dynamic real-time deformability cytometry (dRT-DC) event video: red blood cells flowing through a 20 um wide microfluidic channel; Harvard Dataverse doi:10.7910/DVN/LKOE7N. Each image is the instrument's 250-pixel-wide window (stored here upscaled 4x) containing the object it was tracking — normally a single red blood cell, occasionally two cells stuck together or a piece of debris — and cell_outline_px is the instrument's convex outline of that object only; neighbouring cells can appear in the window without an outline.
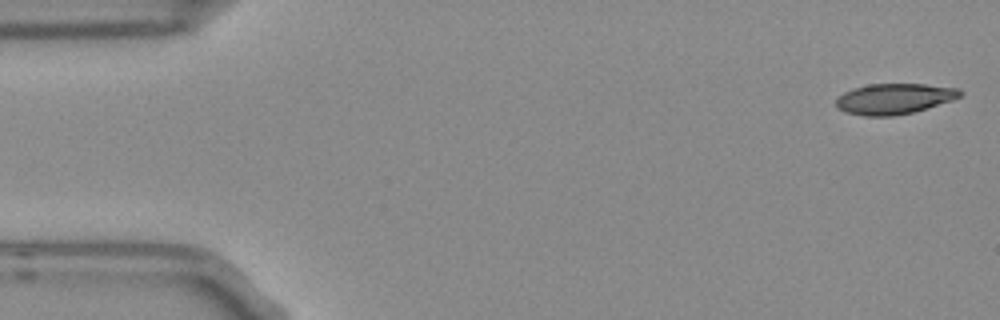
{"species": "Egyptian fruit bat (a non-hibernating species)", "species_latin": "Rousettus aegyptiacus", "temperature_condition": "room temperature", "stored_images_in_passage": 6, "camera_frame_rate_fps": 3000, "um_per_image_px": 0.085, "frame": {"image": 1, "passage_image": 1, "time_ms": 0.0, "image_size_px": [1000, 320], "cell_outline_px": [[964, 92], [960, 96], [952, 100], [912, 112], [892, 116], [864, 116], [844, 112], [836, 108], [836, 96], [844, 92], [868, 84], [924, 84], [960, 88]], "centroid_in_image_um": [75.98, 8.39], "position_along_channel_um": 9.0, "area_um2": 22.14}}
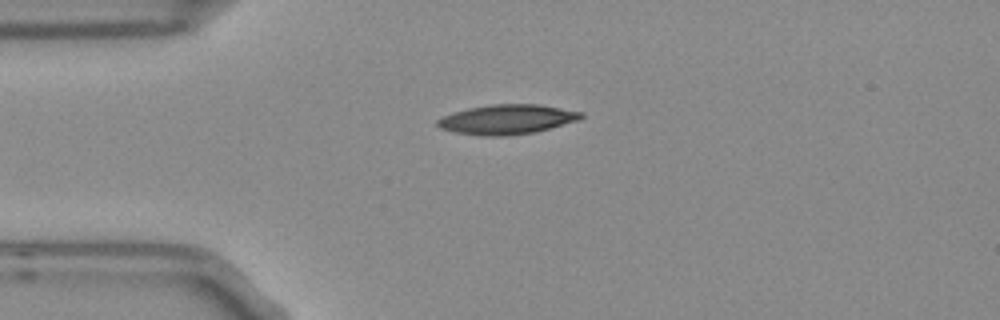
{"frame": {"image": 2, "passage_image": 4, "time_ms": 1.0, "image_size_px": [1000, 320], "cell_outline_px": [[584, 116], [576, 120], [536, 132], [508, 136], [480, 136], [452, 132], [440, 128], [436, 124], [436, 120], [452, 112], [468, 108], [492, 104], [536, 104], [584, 112]], "centroid_in_image_um": [43.04, 10.16], "position_along_channel_um": 42.0, "area_um2": 24.85}}
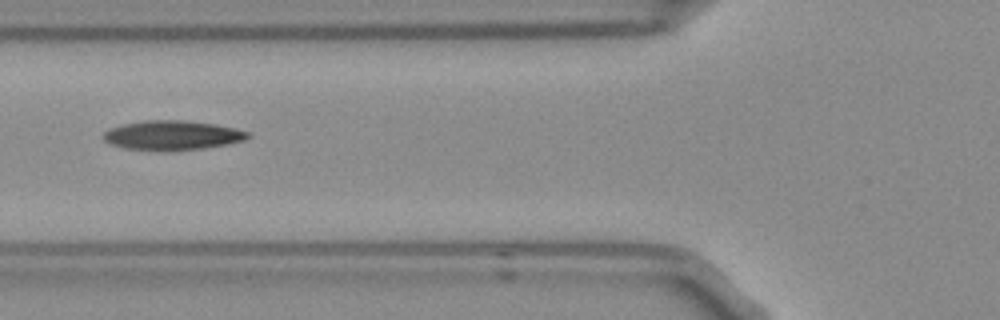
{"frame": {"image": 3, "passage_image": 6, "time_ms": 1.667, "image_size_px": [1000, 320], "cell_outline_px": [[252, 136], [244, 140], [228, 144], [204, 148], [124, 148], [112, 144], [104, 140], [100, 136], [104, 132], [112, 128], [124, 124], [144, 120], [184, 120], [216, 124], [236, 128], [248, 132]], "centroid_in_image_um": [14.69, 11.45], "position_along_channel_um": 111.1, "area_um2": 23.93}}